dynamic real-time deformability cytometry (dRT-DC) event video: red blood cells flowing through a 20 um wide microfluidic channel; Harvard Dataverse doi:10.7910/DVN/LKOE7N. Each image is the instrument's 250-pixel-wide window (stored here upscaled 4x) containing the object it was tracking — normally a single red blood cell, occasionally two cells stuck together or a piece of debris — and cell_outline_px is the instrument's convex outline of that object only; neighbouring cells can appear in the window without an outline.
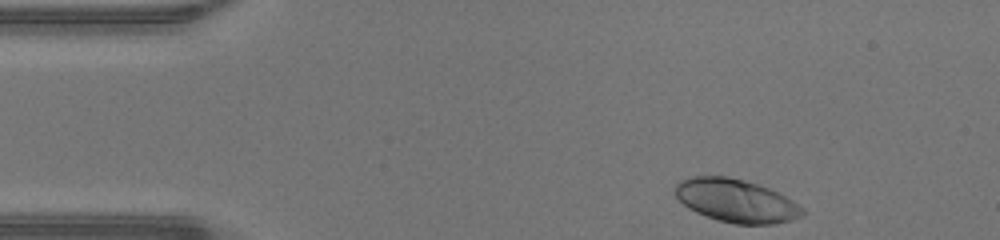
{"species": "human", "species_latin": "Homo sapiens", "temperature_condition": "warm", "stored_images_in_passage": 35, "camera_frame_rate_fps": 3000, "um_per_image_px": 0.085, "donor": {"sex": "male"}, "frame": {"image": 1, "passage_image": 1, "time_ms": 0.0, "image_size_px": [1000, 240], "cell_outline_px": [[804, 216], [792, 220], [772, 224], [736, 224], [720, 220], [696, 212], [688, 208], [672, 192], [676, 184], [680, 180], [692, 176], [728, 176], [744, 180], [768, 188], [792, 200], [804, 208]], "centroid_in_image_um": [62.56, 17.05], "position_along_channel_um": 22.4, "area_um2": 31.91}}
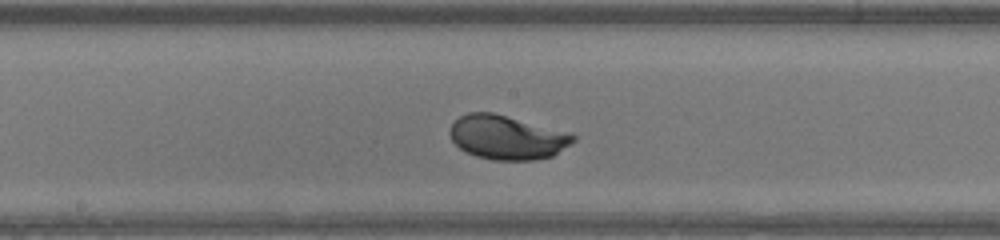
{"frame": {"image": 2, "passage_image": 19, "time_ms": 6.0, "image_size_px": [1000, 240], "cell_outline_px": [[576, 140], [552, 156], [532, 160], [492, 160], [476, 156], [460, 148], [452, 140], [448, 132], [452, 124], [460, 116], [468, 112], [492, 112], [572, 132], [576, 136]], "centroid_in_image_um": [43.12, 11.66], "position_along_channel_um": 205.1, "area_um2": 31.79}}
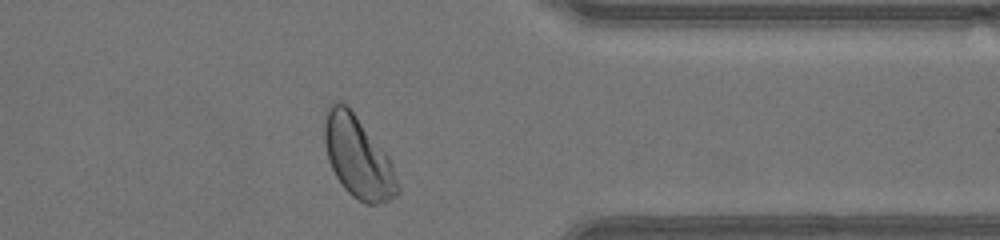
{"frame": {"image": 3, "passage_image": 32, "time_ms": 10.333, "image_size_px": [1000, 240], "cell_outline_px": [[400, 192], [388, 200], [376, 204], [364, 204], [352, 196], [344, 188], [336, 176], [328, 160], [324, 144], [324, 112], [328, 104], [336, 100], [340, 100], [352, 112], [388, 156], [392, 164], [400, 188]], "centroid_in_image_um": [30.39, 13.36], "position_along_channel_um": 381.0, "area_um2": 34.51}, "authors_computed_cell_mechanics": {"area_um2": 31.4432, "velocity_mm_per_s": 4.3476, "shape_relaxation_time_tau1_ms": 2.221, "shape_relaxation_time_tau2_ms": null, "deformation_change_tau1": 0.1616, "deformation_change_tau2": null}}